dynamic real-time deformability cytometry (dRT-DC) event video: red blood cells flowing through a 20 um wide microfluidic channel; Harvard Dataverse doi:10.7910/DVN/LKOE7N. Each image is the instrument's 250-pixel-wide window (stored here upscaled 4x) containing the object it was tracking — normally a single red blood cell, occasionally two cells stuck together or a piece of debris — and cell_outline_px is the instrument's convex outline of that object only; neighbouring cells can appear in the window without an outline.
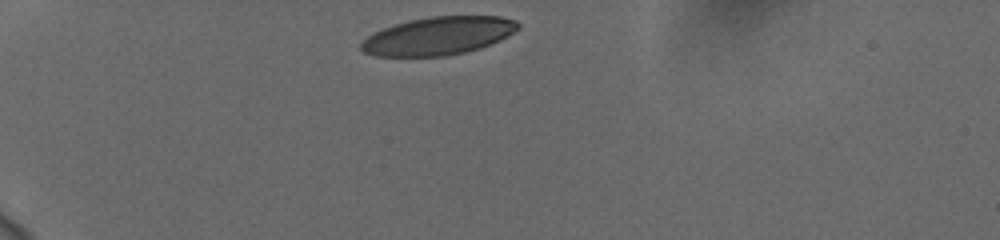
{"species": "human", "species_latin": "Homo sapiens", "temperature_condition": "cold", "stored_images_in_passage": 34, "camera_frame_rate_fps": 3000, "um_per_image_px": 0.085, "donor": {"sex": "female"}, "frame": {"image": 1, "passage_image": 1, "time_ms": 0.0, "image_size_px": [1000, 240], "cell_outline_px": [[520, 28], [508, 36], [492, 44], [480, 48], [464, 52], [444, 56], [372, 56], [364, 52], [360, 48], [360, 44], [372, 32], [408, 20], [428, 16], [500, 16], [516, 20], [520, 24]], "centroid_in_image_um": [37.27, 3.04], "position_along_channel_um": 47.7, "area_um2": 34.97}}
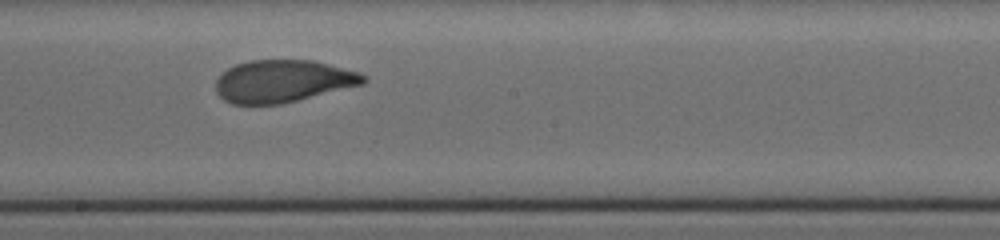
{"frame": {"image": 2, "passage_image": 19, "time_ms": 6.0, "image_size_px": [1000, 240], "cell_outline_px": [[368, 80], [364, 84], [280, 104], [232, 104], [224, 100], [216, 92], [216, 80], [228, 68], [236, 64], [252, 60], [312, 60], [360, 72], [368, 76]], "centroid_in_image_um": [24.07, 6.9], "position_along_channel_um": 224.1, "area_um2": 36.36}}
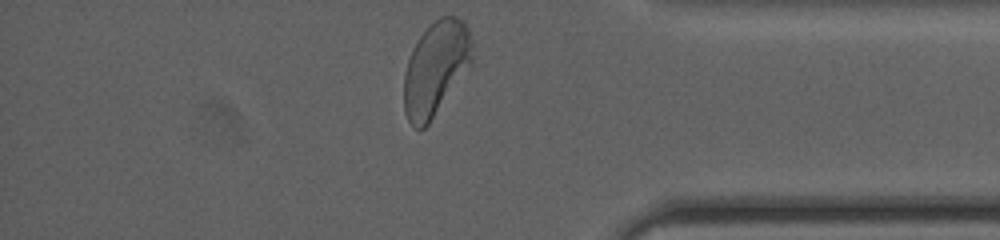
{"frame": {"image": 3, "passage_image": 34, "time_ms": 11.0, "image_size_px": [1000, 240], "cell_outline_px": [[472, 64], [428, 124], [424, 128], [416, 128], [408, 120], [404, 112], [404, 72], [412, 48], [420, 36], [440, 16], [456, 16], [464, 20], [468, 28], [472, 44]], "centroid_in_image_um": [37.04, 5.8], "position_along_channel_um": 398.2, "area_um2": 37.17}, "authors_computed_cell_mechanics": {"area_um2": 37.3099, "velocity_mm_per_s": 3.7264, "shape_relaxation_time_tau1_ms": 4.3469, "shape_relaxation_time_tau2_ms": 0.9916, "deformation_change_tau1": 0.1752, "deformation_change_tau2": 0.0751}}